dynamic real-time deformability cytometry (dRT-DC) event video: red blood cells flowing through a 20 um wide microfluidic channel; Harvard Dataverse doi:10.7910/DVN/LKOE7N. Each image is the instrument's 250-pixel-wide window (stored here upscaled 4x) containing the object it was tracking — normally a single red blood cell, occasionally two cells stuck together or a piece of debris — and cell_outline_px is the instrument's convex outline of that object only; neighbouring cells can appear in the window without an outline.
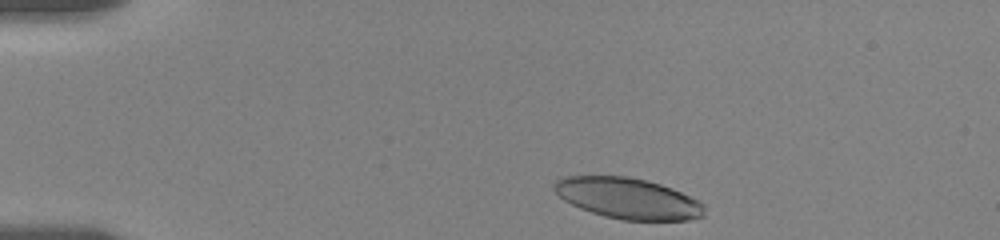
{"species": "human", "species_latin": "Homo sapiens", "temperature_condition": "room temperature", "stored_images_in_passage": 15, "camera_frame_rate_fps": 3000, "um_per_image_px": 0.085, "donor": {"sex": "female"}, "frame": {"image": 1, "passage_image": 1, "time_ms": 0.0, "image_size_px": [1000, 240], "cell_outline_px": [[704, 216], [688, 220], [620, 220], [604, 216], [580, 208], [564, 200], [552, 188], [552, 184], [560, 176], [628, 176], [648, 180], [672, 188], [700, 200], [704, 204]], "centroid_in_image_um": [53.37, 16.85], "position_along_channel_um": 31.6, "area_um2": 36.07}}
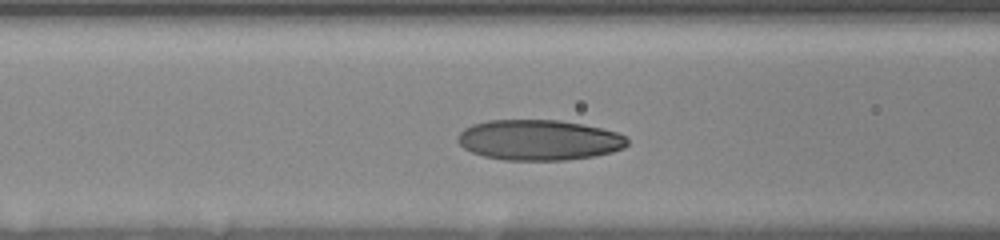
{"frame": {"image": 2, "passage_image": 13, "time_ms": 4.333, "image_size_px": [1000, 240], "cell_outline_px": [[628, 144], [624, 148], [612, 152], [596, 156], [564, 160], [504, 160], [484, 156], [472, 152], [464, 148], [456, 140], [456, 136], [464, 128], [472, 124], [488, 120], [560, 120], [600, 128], [616, 132], [624, 136], [628, 140]], "centroid_in_image_um": [45.79, 11.9], "position_along_channel_um": 120.8, "area_um2": 40.06}}
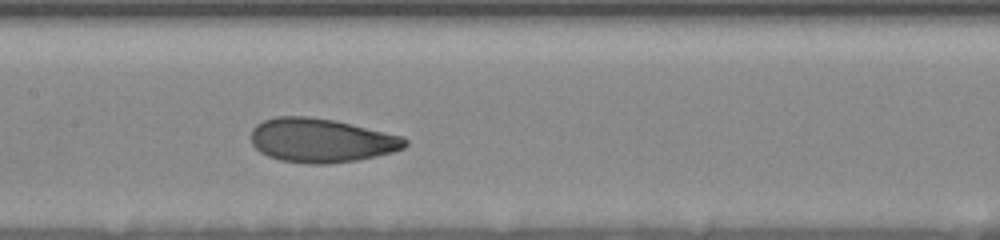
{"frame": {"image": 3, "passage_image": 15, "time_ms": 6.0, "image_size_px": [1000, 240], "cell_outline_px": [[408, 144], [404, 148], [392, 152], [376, 156], [356, 160], [328, 164], [308, 164], [280, 160], [268, 156], [260, 152], [252, 144], [252, 128], [256, 124], [264, 120], [276, 116], [308, 116], [336, 120], [404, 136], [408, 140]], "centroid_in_image_um": [27.32, 11.93], "position_along_channel_um": 180.1, "area_um2": 39.77}}